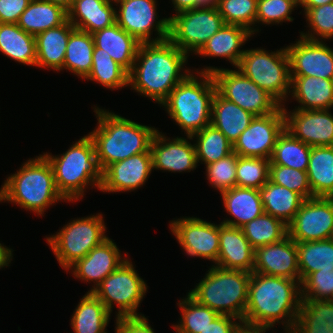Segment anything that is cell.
Wrapping results in <instances>:
<instances>
[{"instance_id":"obj_6","label":"cell","mask_w":333,"mask_h":333,"mask_svg":"<svg viewBox=\"0 0 333 333\" xmlns=\"http://www.w3.org/2000/svg\"><path fill=\"white\" fill-rule=\"evenodd\" d=\"M197 74L191 72L160 105L182 132L184 131L185 136H191L211 124L216 85L212 74Z\"/></svg>"},{"instance_id":"obj_14","label":"cell","mask_w":333,"mask_h":333,"mask_svg":"<svg viewBox=\"0 0 333 333\" xmlns=\"http://www.w3.org/2000/svg\"><path fill=\"white\" fill-rule=\"evenodd\" d=\"M288 236L296 243L333 238V201L329 197L305 199L288 225Z\"/></svg>"},{"instance_id":"obj_60","label":"cell","mask_w":333,"mask_h":333,"mask_svg":"<svg viewBox=\"0 0 333 333\" xmlns=\"http://www.w3.org/2000/svg\"><path fill=\"white\" fill-rule=\"evenodd\" d=\"M292 1H294L298 6H300L304 2V0H292Z\"/></svg>"},{"instance_id":"obj_17","label":"cell","mask_w":333,"mask_h":333,"mask_svg":"<svg viewBox=\"0 0 333 333\" xmlns=\"http://www.w3.org/2000/svg\"><path fill=\"white\" fill-rule=\"evenodd\" d=\"M286 46L290 76H313L333 80V49L326 41L299 40Z\"/></svg>"},{"instance_id":"obj_53","label":"cell","mask_w":333,"mask_h":333,"mask_svg":"<svg viewBox=\"0 0 333 333\" xmlns=\"http://www.w3.org/2000/svg\"><path fill=\"white\" fill-rule=\"evenodd\" d=\"M242 321L229 315H219L200 333H235Z\"/></svg>"},{"instance_id":"obj_37","label":"cell","mask_w":333,"mask_h":333,"mask_svg":"<svg viewBox=\"0 0 333 333\" xmlns=\"http://www.w3.org/2000/svg\"><path fill=\"white\" fill-rule=\"evenodd\" d=\"M95 45L92 34L74 29L69 36L62 71L72 72L78 78L85 79L92 68Z\"/></svg>"},{"instance_id":"obj_12","label":"cell","mask_w":333,"mask_h":333,"mask_svg":"<svg viewBox=\"0 0 333 333\" xmlns=\"http://www.w3.org/2000/svg\"><path fill=\"white\" fill-rule=\"evenodd\" d=\"M168 18V39L188 56L190 53L196 55L225 25L216 6L185 10Z\"/></svg>"},{"instance_id":"obj_1","label":"cell","mask_w":333,"mask_h":333,"mask_svg":"<svg viewBox=\"0 0 333 333\" xmlns=\"http://www.w3.org/2000/svg\"><path fill=\"white\" fill-rule=\"evenodd\" d=\"M188 57L169 39L140 43L133 67L128 73V87L161 105L192 72L184 67Z\"/></svg>"},{"instance_id":"obj_15","label":"cell","mask_w":333,"mask_h":333,"mask_svg":"<svg viewBox=\"0 0 333 333\" xmlns=\"http://www.w3.org/2000/svg\"><path fill=\"white\" fill-rule=\"evenodd\" d=\"M170 230L188 256L203 258L216 265L219 254V224L197 217L170 222Z\"/></svg>"},{"instance_id":"obj_49","label":"cell","mask_w":333,"mask_h":333,"mask_svg":"<svg viewBox=\"0 0 333 333\" xmlns=\"http://www.w3.org/2000/svg\"><path fill=\"white\" fill-rule=\"evenodd\" d=\"M297 7L292 0H258L256 24L278 25L292 22L294 18L291 14Z\"/></svg>"},{"instance_id":"obj_25","label":"cell","mask_w":333,"mask_h":333,"mask_svg":"<svg viewBox=\"0 0 333 333\" xmlns=\"http://www.w3.org/2000/svg\"><path fill=\"white\" fill-rule=\"evenodd\" d=\"M220 194L225 211L233 218L222 224L241 228L264 213L259 189L235 186Z\"/></svg>"},{"instance_id":"obj_31","label":"cell","mask_w":333,"mask_h":333,"mask_svg":"<svg viewBox=\"0 0 333 333\" xmlns=\"http://www.w3.org/2000/svg\"><path fill=\"white\" fill-rule=\"evenodd\" d=\"M259 193L264 213L280 219L286 225L293 221L305 200L297 192L277 185L270 180L259 189Z\"/></svg>"},{"instance_id":"obj_50","label":"cell","mask_w":333,"mask_h":333,"mask_svg":"<svg viewBox=\"0 0 333 333\" xmlns=\"http://www.w3.org/2000/svg\"><path fill=\"white\" fill-rule=\"evenodd\" d=\"M333 293V271L318 270L301 283V298L325 300Z\"/></svg>"},{"instance_id":"obj_38","label":"cell","mask_w":333,"mask_h":333,"mask_svg":"<svg viewBox=\"0 0 333 333\" xmlns=\"http://www.w3.org/2000/svg\"><path fill=\"white\" fill-rule=\"evenodd\" d=\"M301 283L313 272L333 271V238L297 243Z\"/></svg>"},{"instance_id":"obj_7","label":"cell","mask_w":333,"mask_h":333,"mask_svg":"<svg viewBox=\"0 0 333 333\" xmlns=\"http://www.w3.org/2000/svg\"><path fill=\"white\" fill-rule=\"evenodd\" d=\"M188 294L199 304L243 323L251 273L212 265Z\"/></svg>"},{"instance_id":"obj_35","label":"cell","mask_w":333,"mask_h":333,"mask_svg":"<svg viewBox=\"0 0 333 333\" xmlns=\"http://www.w3.org/2000/svg\"><path fill=\"white\" fill-rule=\"evenodd\" d=\"M291 333H333V304L327 299H302Z\"/></svg>"},{"instance_id":"obj_2","label":"cell","mask_w":333,"mask_h":333,"mask_svg":"<svg viewBox=\"0 0 333 333\" xmlns=\"http://www.w3.org/2000/svg\"><path fill=\"white\" fill-rule=\"evenodd\" d=\"M301 300V281L252 272L243 324L274 328L280 323L291 333Z\"/></svg>"},{"instance_id":"obj_9","label":"cell","mask_w":333,"mask_h":333,"mask_svg":"<svg viewBox=\"0 0 333 333\" xmlns=\"http://www.w3.org/2000/svg\"><path fill=\"white\" fill-rule=\"evenodd\" d=\"M103 214L75 218L56 234L46 237L59 265L68 270L77 260L108 238Z\"/></svg>"},{"instance_id":"obj_22","label":"cell","mask_w":333,"mask_h":333,"mask_svg":"<svg viewBox=\"0 0 333 333\" xmlns=\"http://www.w3.org/2000/svg\"><path fill=\"white\" fill-rule=\"evenodd\" d=\"M113 241L108 237L67 270L68 272L71 269V274L81 281L87 283L93 281L94 284L88 292L95 290L109 274L128 259L126 254L123 256L124 258L122 257L121 251Z\"/></svg>"},{"instance_id":"obj_19","label":"cell","mask_w":333,"mask_h":333,"mask_svg":"<svg viewBox=\"0 0 333 333\" xmlns=\"http://www.w3.org/2000/svg\"><path fill=\"white\" fill-rule=\"evenodd\" d=\"M153 170L151 152L133 155L102 171L101 192H131L145 185Z\"/></svg>"},{"instance_id":"obj_30","label":"cell","mask_w":333,"mask_h":333,"mask_svg":"<svg viewBox=\"0 0 333 333\" xmlns=\"http://www.w3.org/2000/svg\"><path fill=\"white\" fill-rule=\"evenodd\" d=\"M254 117L234 102L222 97L217 91L215 92L212 100L211 124L220 130L232 145Z\"/></svg>"},{"instance_id":"obj_34","label":"cell","mask_w":333,"mask_h":333,"mask_svg":"<svg viewBox=\"0 0 333 333\" xmlns=\"http://www.w3.org/2000/svg\"><path fill=\"white\" fill-rule=\"evenodd\" d=\"M111 313L92 293L87 292L78 302L71 320L73 333H107Z\"/></svg>"},{"instance_id":"obj_5","label":"cell","mask_w":333,"mask_h":333,"mask_svg":"<svg viewBox=\"0 0 333 333\" xmlns=\"http://www.w3.org/2000/svg\"><path fill=\"white\" fill-rule=\"evenodd\" d=\"M43 155L51 164L58 192L67 202L83 199L87 188L100 189L102 170L89 134L72 143L61 155L48 152Z\"/></svg>"},{"instance_id":"obj_56","label":"cell","mask_w":333,"mask_h":333,"mask_svg":"<svg viewBox=\"0 0 333 333\" xmlns=\"http://www.w3.org/2000/svg\"><path fill=\"white\" fill-rule=\"evenodd\" d=\"M270 329L271 327H256L245 325L242 323L235 333H265L267 330Z\"/></svg>"},{"instance_id":"obj_62","label":"cell","mask_w":333,"mask_h":333,"mask_svg":"<svg viewBox=\"0 0 333 333\" xmlns=\"http://www.w3.org/2000/svg\"><path fill=\"white\" fill-rule=\"evenodd\" d=\"M329 198L333 201V193H332V195Z\"/></svg>"},{"instance_id":"obj_32","label":"cell","mask_w":333,"mask_h":333,"mask_svg":"<svg viewBox=\"0 0 333 333\" xmlns=\"http://www.w3.org/2000/svg\"><path fill=\"white\" fill-rule=\"evenodd\" d=\"M67 20V11L48 0H31L16 23L23 31L36 36L58 27Z\"/></svg>"},{"instance_id":"obj_57","label":"cell","mask_w":333,"mask_h":333,"mask_svg":"<svg viewBox=\"0 0 333 333\" xmlns=\"http://www.w3.org/2000/svg\"><path fill=\"white\" fill-rule=\"evenodd\" d=\"M329 3H333V0H304V2L299 7L304 8L305 13L310 8L319 7Z\"/></svg>"},{"instance_id":"obj_16","label":"cell","mask_w":333,"mask_h":333,"mask_svg":"<svg viewBox=\"0 0 333 333\" xmlns=\"http://www.w3.org/2000/svg\"><path fill=\"white\" fill-rule=\"evenodd\" d=\"M285 129L281 106L276 112L255 116L233 145V152L242 157L271 159L278 136Z\"/></svg>"},{"instance_id":"obj_58","label":"cell","mask_w":333,"mask_h":333,"mask_svg":"<svg viewBox=\"0 0 333 333\" xmlns=\"http://www.w3.org/2000/svg\"><path fill=\"white\" fill-rule=\"evenodd\" d=\"M48 1L61 6L66 11L70 9L73 3V0H48Z\"/></svg>"},{"instance_id":"obj_36","label":"cell","mask_w":333,"mask_h":333,"mask_svg":"<svg viewBox=\"0 0 333 333\" xmlns=\"http://www.w3.org/2000/svg\"><path fill=\"white\" fill-rule=\"evenodd\" d=\"M307 175L313 197L333 193V146L311 147Z\"/></svg>"},{"instance_id":"obj_21","label":"cell","mask_w":333,"mask_h":333,"mask_svg":"<svg viewBox=\"0 0 333 333\" xmlns=\"http://www.w3.org/2000/svg\"><path fill=\"white\" fill-rule=\"evenodd\" d=\"M253 272L300 281L297 243L289 236L254 249Z\"/></svg>"},{"instance_id":"obj_54","label":"cell","mask_w":333,"mask_h":333,"mask_svg":"<svg viewBox=\"0 0 333 333\" xmlns=\"http://www.w3.org/2000/svg\"><path fill=\"white\" fill-rule=\"evenodd\" d=\"M171 2L176 13L206 6V0H171Z\"/></svg>"},{"instance_id":"obj_13","label":"cell","mask_w":333,"mask_h":333,"mask_svg":"<svg viewBox=\"0 0 333 333\" xmlns=\"http://www.w3.org/2000/svg\"><path fill=\"white\" fill-rule=\"evenodd\" d=\"M156 0H114L116 23L139 43H154L169 37V18L157 16ZM119 8V9H118ZM118 10V11H117ZM156 31V38L153 35Z\"/></svg>"},{"instance_id":"obj_27","label":"cell","mask_w":333,"mask_h":333,"mask_svg":"<svg viewBox=\"0 0 333 333\" xmlns=\"http://www.w3.org/2000/svg\"><path fill=\"white\" fill-rule=\"evenodd\" d=\"M251 37L252 33L246 28L225 24L207 41L197 55L209 58L222 57L236 68L244 54V49L241 48Z\"/></svg>"},{"instance_id":"obj_29","label":"cell","mask_w":333,"mask_h":333,"mask_svg":"<svg viewBox=\"0 0 333 333\" xmlns=\"http://www.w3.org/2000/svg\"><path fill=\"white\" fill-rule=\"evenodd\" d=\"M95 48L107 52L128 73L136 59L140 43L117 23L92 34Z\"/></svg>"},{"instance_id":"obj_11","label":"cell","mask_w":333,"mask_h":333,"mask_svg":"<svg viewBox=\"0 0 333 333\" xmlns=\"http://www.w3.org/2000/svg\"><path fill=\"white\" fill-rule=\"evenodd\" d=\"M147 284L139 276L131 260H125L109 274L92 293L112 313L116 304L118 312L115 318L141 316L137 313L141 301L147 293Z\"/></svg>"},{"instance_id":"obj_59","label":"cell","mask_w":333,"mask_h":333,"mask_svg":"<svg viewBox=\"0 0 333 333\" xmlns=\"http://www.w3.org/2000/svg\"><path fill=\"white\" fill-rule=\"evenodd\" d=\"M218 0H206V6H216Z\"/></svg>"},{"instance_id":"obj_26","label":"cell","mask_w":333,"mask_h":333,"mask_svg":"<svg viewBox=\"0 0 333 333\" xmlns=\"http://www.w3.org/2000/svg\"><path fill=\"white\" fill-rule=\"evenodd\" d=\"M75 27L66 20L62 25L35 36L36 67L61 71L70 33Z\"/></svg>"},{"instance_id":"obj_18","label":"cell","mask_w":333,"mask_h":333,"mask_svg":"<svg viewBox=\"0 0 333 333\" xmlns=\"http://www.w3.org/2000/svg\"><path fill=\"white\" fill-rule=\"evenodd\" d=\"M285 114V129L309 146H333V115L330 109L299 110ZM330 111V112H329Z\"/></svg>"},{"instance_id":"obj_48","label":"cell","mask_w":333,"mask_h":333,"mask_svg":"<svg viewBox=\"0 0 333 333\" xmlns=\"http://www.w3.org/2000/svg\"><path fill=\"white\" fill-rule=\"evenodd\" d=\"M238 155L232 152L216 162L206 165V178L209 184L220 193L236 186Z\"/></svg>"},{"instance_id":"obj_46","label":"cell","mask_w":333,"mask_h":333,"mask_svg":"<svg viewBox=\"0 0 333 333\" xmlns=\"http://www.w3.org/2000/svg\"><path fill=\"white\" fill-rule=\"evenodd\" d=\"M303 15L310 31L299 32L301 37L314 41L333 38V3L310 8Z\"/></svg>"},{"instance_id":"obj_52","label":"cell","mask_w":333,"mask_h":333,"mask_svg":"<svg viewBox=\"0 0 333 333\" xmlns=\"http://www.w3.org/2000/svg\"><path fill=\"white\" fill-rule=\"evenodd\" d=\"M31 0H0V23H17Z\"/></svg>"},{"instance_id":"obj_8","label":"cell","mask_w":333,"mask_h":333,"mask_svg":"<svg viewBox=\"0 0 333 333\" xmlns=\"http://www.w3.org/2000/svg\"><path fill=\"white\" fill-rule=\"evenodd\" d=\"M236 68L281 105L289 100L291 76L286 47L271 52L262 47L246 49Z\"/></svg>"},{"instance_id":"obj_28","label":"cell","mask_w":333,"mask_h":333,"mask_svg":"<svg viewBox=\"0 0 333 333\" xmlns=\"http://www.w3.org/2000/svg\"><path fill=\"white\" fill-rule=\"evenodd\" d=\"M293 97L300 105L295 109H333V80L313 76H291Z\"/></svg>"},{"instance_id":"obj_39","label":"cell","mask_w":333,"mask_h":333,"mask_svg":"<svg viewBox=\"0 0 333 333\" xmlns=\"http://www.w3.org/2000/svg\"><path fill=\"white\" fill-rule=\"evenodd\" d=\"M311 146L295 138L287 129L278 136L270 165L307 171Z\"/></svg>"},{"instance_id":"obj_24","label":"cell","mask_w":333,"mask_h":333,"mask_svg":"<svg viewBox=\"0 0 333 333\" xmlns=\"http://www.w3.org/2000/svg\"><path fill=\"white\" fill-rule=\"evenodd\" d=\"M114 0H73L67 20L76 28L90 34L116 23Z\"/></svg>"},{"instance_id":"obj_4","label":"cell","mask_w":333,"mask_h":333,"mask_svg":"<svg viewBox=\"0 0 333 333\" xmlns=\"http://www.w3.org/2000/svg\"><path fill=\"white\" fill-rule=\"evenodd\" d=\"M59 201L67 202L58 192L51 164L42 154L26 160L0 188L1 203L17 204L38 216Z\"/></svg>"},{"instance_id":"obj_10","label":"cell","mask_w":333,"mask_h":333,"mask_svg":"<svg viewBox=\"0 0 333 333\" xmlns=\"http://www.w3.org/2000/svg\"><path fill=\"white\" fill-rule=\"evenodd\" d=\"M196 73H210L213 76L216 91L227 100L251 113L263 116L276 112L282 105L268 92L252 82L240 70L206 66L194 69Z\"/></svg>"},{"instance_id":"obj_61","label":"cell","mask_w":333,"mask_h":333,"mask_svg":"<svg viewBox=\"0 0 333 333\" xmlns=\"http://www.w3.org/2000/svg\"><path fill=\"white\" fill-rule=\"evenodd\" d=\"M328 300L333 304V293H332V295L329 297Z\"/></svg>"},{"instance_id":"obj_45","label":"cell","mask_w":333,"mask_h":333,"mask_svg":"<svg viewBox=\"0 0 333 333\" xmlns=\"http://www.w3.org/2000/svg\"><path fill=\"white\" fill-rule=\"evenodd\" d=\"M270 159L238 156L236 186L260 189L269 181Z\"/></svg>"},{"instance_id":"obj_33","label":"cell","mask_w":333,"mask_h":333,"mask_svg":"<svg viewBox=\"0 0 333 333\" xmlns=\"http://www.w3.org/2000/svg\"><path fill=\"white\" fill-rule=\"evenodd\" d=\"M0 52L15 62L36 67L35 36L16 23H0Z\"/></svg>"},{"instance_id":"obj_43","label":"cell","mask_w":333,"mask_h":333,"mask_svg":"<svg viewBox=\"0 0 333 333\" xmlns=\"http://www.w3.org/2000/svg\"><path fill=\"white\" fill-rule=\"evenodd\" d=\"M181 318L179 323L172 325L176 333H200L220 314L208 306L199 304L188 293L178 301Z\"/></svg>"},{"instance_id":"obj_40","label":"cell","mask_w":333,"mask_h":333,"mask_svg":"<svg viewBox=\"0 0 333 333\" xmlns=\"http://www.w3.org/2000/svg\"><path fill=\"white\" fill-rule=\"evenodd\" d=\"M192 141L197 156V162L205 166L224 158L233 152V145L227 137L212 124L203 130L192 134ZM203 162V163H202Z\"/></svg>"},{"instance_id":"obj_23","label":"cell","mask_w":333,"mask_h":333,"mask_svg":"<svg viewBox=\"0 0 333 333\" xmlns=\"http://www.w3.org/2000/svg\"><path fill=\"white\" fill-rule=\"evenodd\" d=\"M216 266L253 272L254 248L241 228L219 224V254Z\"/></svg>"},{"instance_id":"obj_42","label":"cell","mask_w":333,"mask_h":333,"mask_svg":"<svg viewBox=\"0 0 333 333\" xmlns=\"http://www.w3.org/2000/svg\"><path fill=\"white\" fill-rule=\"evenodd\" d=\"M241 229L254 249L280 242L288 236V225L266 213L245 224Z\"/></svg>"},{"instance_id":"obj_3","label":"cell","mask_w":333,"mask_h":333,"mask_svg":"<svg viewBox=\"0 0 333 333\" xmlns=\"http://www.w3.org/2000/svg\"><path fill=\"white\" fill-rule=\"evenodd\" d=\"M98 126L89 133L101 170L133 155L151 152V141L157 131L152 126L136 123L106 109L93 107Z\"/></svg>"},{"instance_id":"obj_47","label":"cell","mask_w":333,"mask_h":333,"mask_svg":"<svg viewBox=\"0 0 333 333\" xmlns=\"http://www.w3.org/2000/svg\"><path fill=\"white\" fill-rule=\"evenodd\" d=\"M269 180L300 194L304 199L313 197L307 171L282 165H269Z\"/></svg>"},{"instance_id":"obj_51","label":"cell","mask_w":333,"mask_h":333,"mask_svg":"<svg viewBox=\"0 0 333 333\" xmlns=\"http://www.w3.org/2000/svg\"><path fill=\"white\" fill-rule=\"evenodd\" d=\"M115 333H155L144 315L115 318Z\"/></svg>"},{"instance_id":"obj_20","label":"cell","mask_w":333,"mask_h":333,"mask_svg":"<svg viewBox=\"0 0 333 333\" xmlns=\"http://www.w3.org/2000/svg\"><path fill=\"white\" fill-rule=\"evenodd\" d=\"M156 131L150 145L153 170L168 172H191L198 166L197 156L190 136L168 138Z\"/></svg>"},{"instance_id":"obj_55","label":"cell","mask_w":333,"mask_h":333,"mask_svg":"<svg viewBox=\"0 0 333 333\" xmlns=\"http://www.w3.org/2000/svg\"><path fill=\"white\" fill-rule=\"evenodd\" d=\"M13 249L4 246V244L0 243V269L6 266H10L9 264L12 261L13 257Z\"/></svg>"},{"instance_id":"obj_41","label":"cell","mask_w":333,"mask_h":333,"mask_svg":"<svg viewBox=\"0 0 333 333\" xmlns=\"http://www.w3.org/2000/svg\"><path fill=\"white\" fill-rule=\"evenodd\" d=\"M93 65L84 80L96 81L110 90L128 87V72L102 49L94 48Z\"/></svg>"},{"instance_id":"obj_44","label":"cell","mask_w":333,"mask_h":333,"mask_svg":"<svg viewBox=\"0 0 333 333\" xmlns=\"http://www.w3.org/2000/svg\"><path fill=\"white\" fill-rule=\"evenodd\" d=\"M257 6L258 0H218L216 5L225 24L242 26L252 35L259 32L255 27Z\"/></svg>"}]
</instances>
